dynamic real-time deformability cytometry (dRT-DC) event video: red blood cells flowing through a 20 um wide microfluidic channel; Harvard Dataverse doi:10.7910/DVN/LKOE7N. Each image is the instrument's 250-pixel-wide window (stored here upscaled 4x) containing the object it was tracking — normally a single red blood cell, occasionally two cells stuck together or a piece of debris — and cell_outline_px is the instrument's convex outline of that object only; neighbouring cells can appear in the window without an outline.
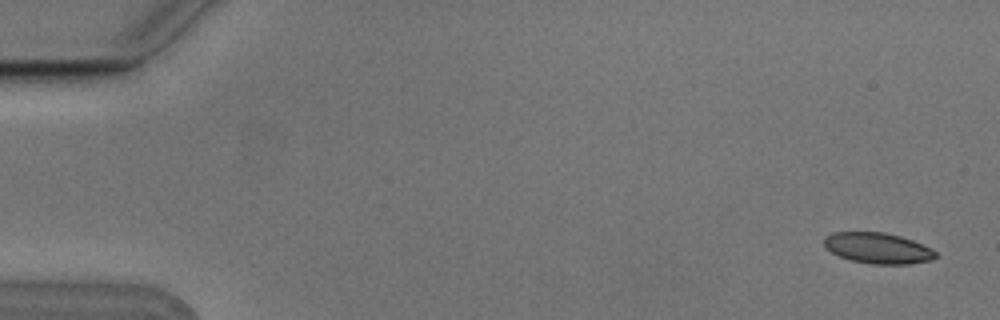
{"species": "Egyptian fruit bat (a non-hibernating species)", "species_latin": "Rousettus aegyptiacus", "temperature_condition": "cold", "stored_images_in_passage": 5, "camera_frame_rate_fps": 3000, "um_per_image_px": 0.085, "animal": {"sex": "male"}, "frame": {"image": 1, "passage_image": 1, "time_ms": 0.0, "image_size_px": [1000, 320], "cell_outline_px": [[936, 256], [932, 260], [908, 264], [872, 264], [852, 260], [840, 256], [824, 248], [824, 236], [832, 232], [884, 232], [900, 236], [912, 240], [936, 252]], "centroid_in_image_um": [74.57, 21.08], "position_along_channel_um": 10.4, "area_um2": 19.88}}
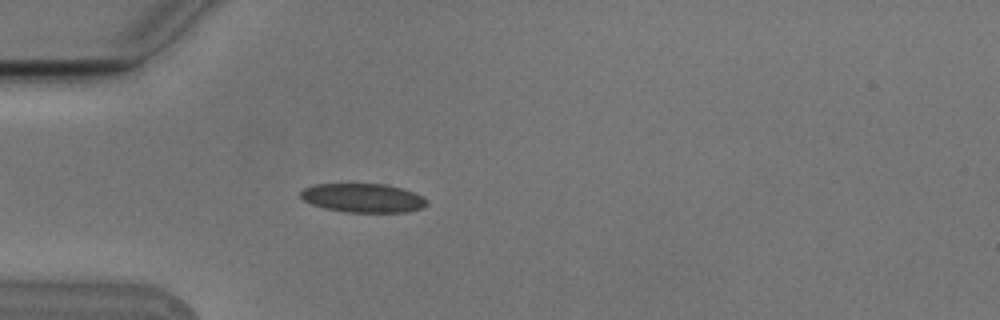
{"frame": {"image": 2, "passage_image": 5, "time_ms": 1.333, "image_size_px": [1000, 320], "cell_outline_px": [[428, 204], [420, 208], [408, 212], [348, 212], [324, 208], [312, 204], [304, 200], [300, 196], [300, 192], [304, 188], [316, 184], [384, 184], [400, 188], [412, 192], [428, 200]], "centroid_in_image_um": [30.84, 16.83], "position_along_channel_um": 54.2, "area_um2": 21.04}}